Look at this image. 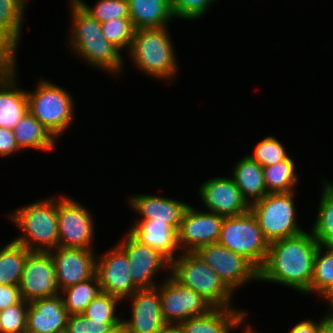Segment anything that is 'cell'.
Segmentation results:
<instances>
[{
    "label": "cell",
    "mask_w": 333,
    "mask_h": 333,
    "mask_svg": "<svg viewBox=\"0 0 333 333\" xmlns=\"http://www.w3.org/2000/svg\"><path fill=\"white\" fill-rule=\"evenodd\" d=\"M318 247L313 234L305 231L269 243L266 261L259 270V281L285 285L305 295L311 294Z\"/></svg>",
    "instance_id": "6da1fadb"
},
{
    "label": "cell",
    "mask_w": 333,
    "mask_h": 333,
    "mask_svg": "<svg viewBox=\"0 0 333 333\" xmlns=\"http://www.w3.org/2000/svg\"><path fill=\"white\" fill-rule=\"evenodd\" d=\"M72 28L68 40L70 49L96 68L121 74L124 59L121 51L103 35L101 23L93 19L76 1H70Z\"/></svg>",
    "instance_id": "7a4b0ae2"
},
{
    "label": "cell",
    "mask_w": 333,
    "mask_h": 333,
    "mask_svg": "<svg viewBox=\"0 0 333 333\" xmlns=\"http://www.w3.org/2000/svg\"><path fill=\"white\" fill-rule=\"evenodd\" d=\"M8 216L24 234L13 240L29 251L49 252L59 246L58 198L41 199Z\"/></svg>",
    "instance_id": "3957f363"
},
{
    "label": "cell",
    "mask_w": 333,
    "mask_h": 333,
    "mask_svg": "<svg viewBox=\"0 0 333 333\" xmlns=\"http://www.w3.org/2000/svg\"><path fill=\"white\" fill-rule=\"evenodd\" d=\"M162 28L137 29L134 31L129 54L141 72L158 79H173L178 73V61L172 40Z\"/></svg>",
    "instance_id": "277c9868"
},
{
    "label": "cell",
    "mask_w": 333,
    "mask_h": 333,
    "mask_svg": "<svg viewBox=\"0 0 333 333\" xmlns=\"http://www.w3.org/2000/svg\"><path fill=\"white\" fill-rule=\"evenodd\" d=\"M28 111L58 140L72 125L74 101L68 91L41 79L35 91H26Z\"/></svg>",
    "instance_id": "5b68a950"
},
{
    "label": "cell",
    "mask_w": 333,
    "mask_h": 333,
    "mask_svg": "<svg viewBox=\"0 0 333 333\" xmlns=\"http://www.w3.org/2000/svg\"><path fill=\"white\" fill-rule=\"evenodd\" d=\"M171 275L181 284L194 290L214 308H233V293L218 274L201 262L192 252H182L170 262Z\"/></svg>",
    "instance_id": "8992f818"
},
{
    "label": "cell",
    "mask_w": 333,
    "mask_h": 333,
    "mask_svg": "<svg viewBox=\"0 0 333 333\" xmlns=\"http://www.w3.org/2000/svg\"><path fill=\"white\" fill-rule=\"evenodd\" d=\"M218 243L245 257L258 270L264 265L269 249V242L251 210L224 217Z\"/></svg>",
    "instance_id": "52a82bcc"
},
{
    "label": "cell",
    "mask_w": 333,
    "mask_h": 333,
    "mask_svg": "<svg viewBox=\"0 0 333 333\" xmlns=\"http://www.w3.org/2000/svg\"><path fill=\"white\" fill-rule=\"evenodd\" d=\"M294 194V191L267 193L261 200L250 205V210L269 243L304 232L296 220Z\"/></svg>",
    "instance_id": "ba28073f"
},
{
    "label": "cell",
    "mask_w": 333,
    "mask_h": 333,
    "mask_svg": "<svg viewBox=\"0 0 333 333\" xmlns=\"http://www.w3.org/2000/svg\"><path fill=\"white\" fill-rule=\"evenodd\" d=\"M192 253L213 269L233 294L243 284L259 280V270L249 260L219 243L195 248Z\"/></svg>",
    "instance_id": "9c48e42d"
},
{
    "label": "cell",
    "mask_w": 333,
    "mask_h": 333,
    "mask_svg": "<svg viewBox=\"0 0 333 333\" xmlns=\"http://www.w3.org/2000/svg\"><path fill=\"white\" fill-rule=\"evenodd\" d=\"M93 215L78 201L65 196L58 198L59 246L94 250Z\"/></svg>",
    "instance_id": "30bf717a"
},
{
    "label": "cell",
    "mask_w": 333,
    "mask_h": 333,
    "mask_svg": "<svg viewBox=\"0 0 333 333\" xmlns=\"http://www.w3.org/2000/svg\"><path fill=\"white\" fill-rule=\"evenodd\" d=\"M162 317L166 323L181 324L192 317L208 314L214 307L171 274L160 284Z\"/></svg>",
    "instance_id": "8fae6325"
},
{
    "label": "cell",
    "mask_w": 333,
    "mask_h": 333,
    "mask_svg": "<svg viewBox=\"0 0 333 333\" xmlns=\"http://www.w3.org/2000/svg\"><path fill=\"white\" fill-rule=\"evenodd\" d=\"M18 286L22 299L27 302L60 293L55 265L49 252L28 253Z\"/></svg>",
    "instance_id": "7c38bea8"
},
{
    "label": "cell",
    "mask_w": 333,
    "mask_h": 333,
    "mask_svg": "<svg viewBox=\"0 0 333 333\" xmlns=\"http://www.w3.org/2000/svg\"><path fill=\"white\" fill-rule=\"evenodd\" d=\"M126 252L117 244L106 253L96 257V275L101 292L118 297L121 301L139 289L130 276Z\"/></svg>",
    "instance_id": "4fadbf2b"
},
{
    "label": "cell",
    "mask_w": 333,
    "mask_h": 333,
    "mask_svg": "<svg viewBox=\"0 0 333 333\" xmlns=\"http://www.w3.org/2000/svg\"><path fill=\"white\" fill-rule=\"evenodd\" d=\"M224 216L214 212H202L188 205L177 231L178 248L192 252L195 248L218 243Z\"/></svg>",
    "instance_id": "5bb4252c"
},
{
    "label": "cell",
    "mask_w": 333,
    "mask_h": 333,
    "mask_svg": "<svg viewBox=\"0 0 333 333\" xmlns=\"http://www.w3.org/2000/svg\"><path fill=\"white\" fill-rule=\"evenodd\" d=\"M127 254L130 276L133 283L139 288L156 287L154 276L162 268L170 270V261L158 250L135 240L129 233L117 243Z\"/></svg>",
    "instance_id": "9a60e30c"
},
{
    "label": "cell",
    "mask_w": 333,
    "mask_h": 333,
    "mask_svg": "<svg viewBox=\"0 0 333 333\" xmlns=\"http://www.w3.org/2000/svg\"><path fill=\"white\" fill-rule=\"evenodd\" d=\"M56 273L58 290L89 280L96 274L93 250L58 246L49 251Z\"/></svg>",
    "instance_id": "2e32d148"
},
{
    "label": "cell",
    "mask_w": 333,
    "mask_h": 333,
    "mask_svg": "<svg viewBox=\"0 0 333 333\" xmlns=\"http://www.w3.org/2000/svg\"><path fill=\"white\" fill-rule=\"evenodd\" d=\"M199 187V197L209 212L226 217L241 215L250 210V204L230 177L212 178Z\"/></svg>",
    "instance_id": "e0dca14e"
},
{
    "label": "cell",
    "mask_w": 333,
    "mask_h": 333,
    "mask_svg": "<svg viewBox=\"0 0 333 333\" xmlns=\"http://www.w3.org/2000/svg\"><path fill=\"white\" fill-rule=\"evenodd\" d=\"M131 318L122 319L128 333H158L166 324L162 317L160 285L137 289L130 297Z\"/></svg>",
    "instance_id": "ac0fdd59"
},
{
    "label": "cell",
    "mask_w": 333,
    "mask_h": 333,
    "mask_svg": "<svg viewBox=\"0 0 333 333\" xmlns=\"http://www.w3.org/2000/svg\"><path fill=\"white\" fill-rule=\"evenodd\" d=\"M68 313L62 295L35 299L27 308L26 331L29 333H65Z\"/></svg>",
    "instance_id": "d6986e66"
},
{
    "label": "cell",
    "mask_w": 333,
    "mask_h": 333,
    "mask_svg": "<svg viewBox=\"0 0 333 333\" xmlns=\"http://www.w3.org/2000/svg\"><path fill=\"white\" fill-rule=\"evenodd\" d=\"M16 59L0 70V127L14 129L28 111L27 94L17 86Z\"/></svg>",
    "instance_id": "ffe728a7"
},
{
    "label": "cell",
    "mask_w": 333,
    "mask_h": 333,
    "mask_svg": "<svg viewBox=\"0 0 333 333\" xmlns=\"http://www.w3.org/2000/svg\"><path fill=\"white\" fill-rule=\"evenodd\" d=\"M133 208L141 218L137 221L152 220L154 222L168 223L176 231L180 227L183 214L189 204L172 198L140 194L129 198Z\"/></svg>",
    "instance_id": "44dd1931"
},
{
    "label": "cell",
    "mask_w": 333,
    "mask_h": 333,
    "mask_svg": "<svg viewBox=\"0 0 333 333\" xmlns=\"http://www.w3.org/2000/svg\"><path fill=\"white\" fill-rule=\"evenodd\" d=\"M134 223L128 233L135 240L158 250L170 262L175 258L178 251L177 231L170 224L152 220H135Z\"/></svg>",
    "instance_id": "7402d4cb"
},
{
    "label": "cell",
    "mask_w": 333,
    "mask_h": 333,
    "mask_svg": "<svg viewBox=\"0 0 333 333\" xmlns=\"http://www.w3.org/2000/svg\"><path fill=\"white\" fill-rule=\"evenodd\" d=\"M244 312L235 307L214 308L208 314L184 320L181 325L185 333H230L247 318Z\"/></svg>",
    "instance_id": "603a6c76"
},
{
    "label": "cell",
    "mask_w": 333,
    "mask_h": 333,
    "mask_svg": "<svg viewBox=\"0 0 333 333\" xmlns=\"http://www.w3.org/2000/svg\"><path fill=\"white\" fill-rule=\"evenodd\" d=\"M26 0H0V46L16 59Z\"/></svg>",
    "instance_id": "cb8c5ba5"
},
{
    "label": "cell",
    "mask_w": 333,
    "mask_h": 333,
    "mask_svg": "<svg viewBox=\"0 0 333 333\" xmlns=\"http://www.w3.org/2000/svg\"><path fill=\"white\" fill-rule=\"evenodd\" d=\"M128 7L135 30L166 27L175 19L169 0H128Z\"/></svg>",
    "instance_id": "d4e9b609"
},
{
    "label": "cell",
    "mask_w": 333,
    "mask_h": 333,
    "mask_svg": "<svg viewBox=\"0 0 333 333\" xmlns=\"http://www.w3.org/2000/svg\"><path fill=\"white\" fill-rule=\"evenodd\" d=\"M235 165L232 179L243 198L250 205L261 200L268 193L264 183L263 167L248 155Z\"/></svg>",
    "instance_id": "484cf974"
},
{
    "label": "cell",
    "mask_w": 333,
    "mask_h": 333,
    "mask_svg": "<svg viewBox=\"0 0 333 333\" xmlns=\"http://www.w3.org/2000/svg\"><path fill=\"white\" fill-rule=\"evenodd\" d=\"M14 137L21 150L35 148L41 151L54 149L57 139L29 111L13 129Z\"/></svg>",
    "instance_id": "4316f807"
},
{
    "label": "cell",
    "mask_w": 333,
    "mask_h": 333,
    "mask_svg": "<svg viewBox=\"0 0 333 333\" xmlns=\"http://www.w3.org/2000/svg\"><path fill=\"white\" fill-rule=\"evenodd\" d=\"M30 251L20 243L11 241L0 250V284L18 286L24 263Z\"/></svg>",
    "instance_id": "83f0119b"
},
{
    "label": "cell",
    "mask_w": 333,
    "mask_h": 333,
    "mask_svg": "<svg viewBox=\"0 0 333 333\" xmlns=\"http://www.w3.org/2000/svg\"><path fill=\"white\" fill-rule=\"evenodd\" d=\"M311 233L321 246H333V182L325 180Z\"/></svg>",
    "instance_id": "f1b7e54d"
},
{
    "label": "cell",
    "mask_w": 333,
    "mask_h": 333,
    "mask_svg": "<svg viewBox=\"0 0 333 333\" xmlns=\"http://www.w3.org/2000/svg\"><path fill=\"white\" fill-rule=\"evenodd\" d=\"M101 292L97 275L87 281L71 285L60 291L68 315L82 314L87 305ZM65 296V297H64Z\"/></svg>",
    "instance_id": "f546056e"
},
{
    "label": "cell",
    "mask_w": 333,
    "mask_h": 333,
    "mask_svg": "<svg viewBox=\"0 0 333 333\" xmlns=\"http://www.w3.org/2000/svg\"><path fill=\"white\" fill-rule=\"evenodd\" d=\"M294 160L289 156L274 165L263 167L264 183L268 193L295 191L298 175Z\"/></svg>",
    "instance_id": "4dcf8cb0"
},
{
    "label": "cell",
    "mask_w": 333,
    "mask_h": 333,
    "mask_svg": "<svg viewBox=\"0 0 333 333\" xmlns=\"http://www.w3.org/2000/svg\"><path fill=\"white\" fill-rule=\"evenodd\" d=\"M325 251L323 254L322 252ZM323 250V251H322ZM333 288V246L317 248L314 258L313 276L311 280V293L323 298Z\"/></svg>",
    "instance_id": "1f68e13d"
},
{
    "label": "cell",
    "mask_w": 333,
    "mask_h": 333,
    "mask_svg": "<svg viewBox=\"0 0 333 333\" xmlns=\"http://www.w3.org/2000/svg\"><path fill=\"white\" fill-rule=\"evenodd\" d=\"M101 28L105 38L116 46L120 51H129L135 28L130 17L113 18L101 23Z\"/></svg>",
    "instance_id": "d6a6232c"
},
{
    "label": "cell",
    "mask_w": 333,
    "mask_h": 333,
    "mask_svg": "<svg viewBox=\"0 0 333 333\" xmlns=\"http://www.w3.org/2000/svg\"><path fill=\"white\" fill-rule=\"evenodd\" d=\"M121 300L118 297L100 292L82 313L86 318L97 322H122L123 318L116 316L115 309ZM117 305V306H116Z\"/></svg>",
    "instance_id": "836d02e7"
},
{
    "label": "cell",
    "mask_w": 333,
    "mask_h": 333,
    "mask_svg": "<svg viewBox=\"0 0 333 333\" xmlns=\"http://www.w3.org/2000/svg\"><path fill=\"white\" fill-rule=\"evenodd\" d=\"M99 23L113 18L129 17L128 0H99L92 8L83 0H76Z\"/></svg>",
    "instance_id": "e575fe53"
},
{
    "label": "cell",
    "mask_w": 333,
    "mask_h": 333,
    "mask_svg": "<svg viewBox=\"0 0 333 333\" xmlns=\"http://www.w3.org/2000/svg\"><path fill=\"white\" fill-rule=\"evenodd\" d=\"M254 154L248 156L262 167L274 165L286 160L289 155L284 146L274 136H266L254 148Z\"/></svg>",
    "instance_id": "d590c367"
},
{
    "label": "cell",
    "mask_w": 333,
    "mask_h": 333,
    "mask_svg": "<svg viewBox=\"0 0 333 333\" xmlns=\"http://www.w3.org/2000/svg\"><path fill=\"white\" fill-rule=\"evenodd\" d=\"M29 302L23 299L0 311V333L26 332L27 308Z\"/></svg>",
    "instance_id": "8d00e7d4"
},
{
    "label": "cell",
    "mask_w": 333,
    "mask_h": 333,
    "mask_svg": "<svg viewBox=\"0 0 333 333\" xmlns=\"http://www.w3.org/2000/svg\"><path fill=\"white\" fill-rule=\"evenodd\" d=\"M175 18L195 20L202 18L217 0H169Z\"/></svg>",
    "instance_id": "74e56055"
},
{
    "label": "cell",
    "mask_w": 333,
    "mask_h": 333,
    "mask_svg": "<svg viewBox=\"0 0 333 333\" xmlns=\"http://www.w3.org/2000/svg\"><path fill=\"white\" fill-rule=\"evenodd\" d=\"M120 322H97L83 314L68 315L65 333H106Z\"/></svg>",
    "instance_id": "f35d334b"
},
{
    "label": "cell",
    "mask_w": 333,
    "mask_h": 333,
    "mask_svg": "<svg viewBox=\"0 0 333 333\" xmlns=\"http://www.w3.org/2000/svg\"><path fill=\"white\" fill-rule=\"evenodd\" d=\"M332 320V314L327 312L324 317H322L321 321L315 322V320H302L296 325H294L288 333H321Z\"/></svg>",
    "instance_id": "ab89813d"
},
{
    "label": "cell",
    "mask_w": 333,
    "mask_h": 333,
    "mask_svg": "<svg viewBox=\"0 0 333 333\" xmlns=\"http://www.w3.org/2000/svg\"><path fill=\"white\" fill-rule=\"evenodd\" d=\"M19 151L22 150L18 147L13 130L0 127V156L7 157Z\"/></svg>",
    "instance_id": "60d3db41"
},
{
    "label": "cell",
    "mask_w": 333,
    "mask_h": 333,
    "mask_svg": "<svg viewBox=\"0 0 333 333\" xmlns=\"http://www.w3.org/2000/svg\"><path fill=\"white\" fill-rule=\"evenodd\" d=\"M22 300L19 286L0 284V311Z\"/></svg>",
    "instance_id": "b9f144b4"
},
{
    "label": "cell",
    "mask_w": 333,
    "mask_h": 333,
    "mask_svg": "<svg viewBox=\"0 0 333 333\" xmlns=\"http://www.w3.org/2000/svg\"><path fill=\"white\" fill-rule=\"evenodd\" d=\"M158 333H185L181 324L166 323Z\"/></svg>",
    "instance_id": "7bdbcfd3"
},
{
    "label": "cell",
    "mask_w": 333,
    "mask_h": 333,
    "mask_svg": "<svg viewBox=\"0 0 333 333\" xmlns=\"http://www.w3.org/2000/svg\"><path fill=\"white\" fill-rule=\"evenodd\" d=\"M14 59L0 46V70L9 67Z\"/></svg>",
    "instance_id": "ee69618b"
},
{
    "label": "cell",
    "mask_w": 333,
    "mask_h": 333,
    "mask_svg": "<svg viewBox=\"0 0 333 333\" xmlns=\"http://www.w3.org/2000/svg\"><path fill=\"white\" fill-rule=\"evenodd\" d=\"M106 333H128L126 326L123 322H120L118 325L111 327Z\"/></svg>",
    "instance_id": "f6af8a7d"
},
{
    "label": "cell",
    "mask_w": 333,
    "mask_h": 333,
    "mask_svg": "<svg viewBox=\"0 0 333 333\" xmlns=\"http://www.w3.org/2000/svg\"><path fill=\"white\" fill-rule=\"evenodd\" d=\"M323 298L330 305L329 306L330 311H328V312L333 315V288Z\"/></svg>",
    "instance_id": "bcb514c9"
},
{
    "label": "cell",
    "mask_w": 333,
    "mask_h": 333,
    "mask_svg": "<svg viewBox=\"0 0 333 333\" xmlns=\"http://www.w3.org/2000/svg\"><path fill=\"white\" fill-rule=\"evenodd\" d=\"M321 333H333V315L331 323Z\"/></svg>",
    "instance_id": "7dc6e473"
},
{
    "label": "cell",
    "mask_w": 333,
    "mask_h": 333,
    "mask_svg": "<svg viewBox=\"0 0 333 333\" xmlns=\"http://www.w3.org/2000/svg\"><path fill=\"white\" fill-rule=\"evenodd\" d=\"M244 330L245 331H243L242 333H259L256 330L252 329L251 325H248Z\"/></svg>",
    "instance_id": "c3c4849f"
}]
</instances>
